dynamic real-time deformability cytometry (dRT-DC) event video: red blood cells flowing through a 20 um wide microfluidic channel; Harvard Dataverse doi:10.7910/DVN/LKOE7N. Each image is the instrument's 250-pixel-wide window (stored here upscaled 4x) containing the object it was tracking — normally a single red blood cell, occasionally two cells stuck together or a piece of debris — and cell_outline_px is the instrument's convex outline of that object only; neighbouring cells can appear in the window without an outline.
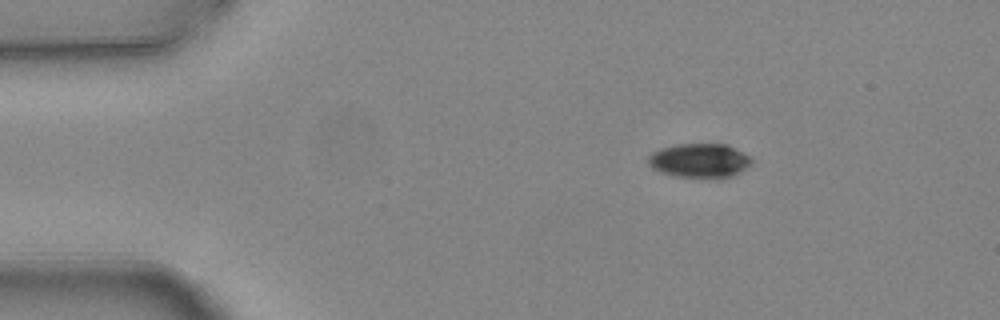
{"species": "common noctule bat (a hibernating species)", "species_latin": "Nyctalus noctula", "temperature_condition": "warm", "stored_images_in_passage": 2, "camera_frame_rate_fps": 3000, "um_per_image_px": 0.085, "animal": {"sex": "female", "body_mass_g": 24.6, "forearm_length_mm": 56.2}, "frame": {"image": 1, "passage_image": 1, "time_ms": 0.0, "image_size_px": [1000, 320], "cell_outline_px": [[752, 164], [740, 172], [732, 176], [676, 176], [660, 172], [652, 168], [648, 164], [648, 156], [652, 152], [660, 148], [676, 144], [728, 144], [748, 156], [752, 160]], "centroid_in_image_um": [59.43, 13.62], "position_along_channel_um": 25.6, "area_um2": 20.23}}